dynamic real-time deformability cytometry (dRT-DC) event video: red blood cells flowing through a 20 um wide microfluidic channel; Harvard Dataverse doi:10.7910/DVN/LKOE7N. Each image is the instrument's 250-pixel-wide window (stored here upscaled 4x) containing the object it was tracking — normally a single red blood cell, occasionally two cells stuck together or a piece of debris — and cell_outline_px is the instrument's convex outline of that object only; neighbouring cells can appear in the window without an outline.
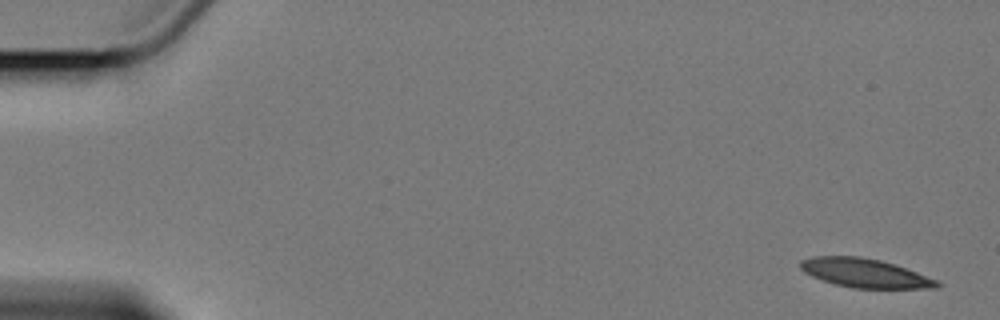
{"species": "Egyptian fruit bat (a non-hibernating species)", "species_latin": "Rousettus aegyptiacus", "temperature_condition": "cold", "stored_images_in_passage": 5, "camera_frame_rate_fps": 3000, "um_per_image_px": 0.085, "animal": {"sex": "female"}, "frame": {"image": 1, "passage_image": 1, "time_ms": 0.0, "image_size_px": [1000, 320], "cell_outline_px": [[940, 288], [852, 288], [836, 284], [812, 276], [804, 272], [800, 268], [800, 260], [812, 256], [860, 256], [880, 260], [940, 280]], "centroid_in_image_um": [73.52, 23.21], "position_along_channel_um": 11.5, "area_um2": 22.89}}
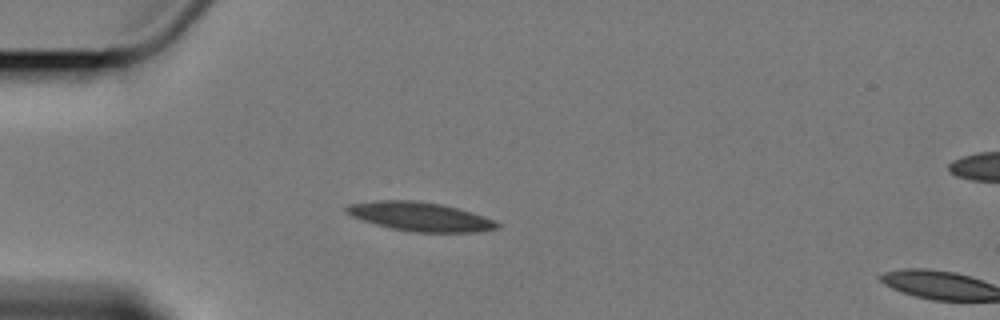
{"frame": {"image": 2, "passage_image": 5, "time_ms": 4.667, "image_size_px": [1000, 320], "cell_outline_px": [[500, 228], [480, 232], [412, 232], [392, 228], [376, 224], [352, 216], [344, 212], [344, 208], [348, 204], [372, 200], [412, 200], [444, 204], [472, 212], [484, 216], [500, 224]], "centroid_in_image_um": [35.71, 18.4], "position_along_channel_um": 49.3, "area_um2": 25.55}}